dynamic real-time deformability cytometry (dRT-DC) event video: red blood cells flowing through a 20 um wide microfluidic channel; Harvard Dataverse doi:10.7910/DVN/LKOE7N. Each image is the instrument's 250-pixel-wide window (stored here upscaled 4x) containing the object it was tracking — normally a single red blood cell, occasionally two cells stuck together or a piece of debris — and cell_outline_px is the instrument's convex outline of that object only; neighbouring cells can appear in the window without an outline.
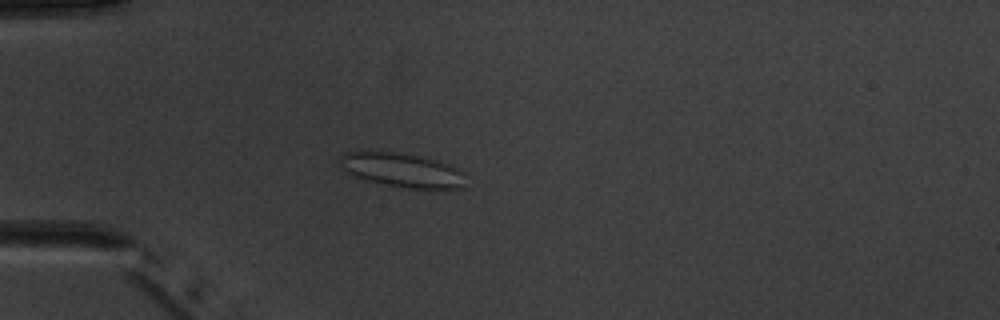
{"species": "common noctule bat (a hibernating species)", "species_latin": "Nyctalus noctula", "temperature_condition": "warm", "stored_images_in_passage": 5, "camera_frame_rate_fps": 3000, "um_per_image_px": 0.085, "animal": {"sex": "male", "body_mass_g": 20.1, "forearm_length_mm": 53.5}, "frame": {"image": 1, "passage_image": 4, "time_ms": 3.667, "image_size_px": [1000, 320], "cell_outline_px": [[464, 188], [404, 188], [368, 180], [352, 176], [344, 172], [336, 164], [340, 156], [344, 152], [360, 148], [396, 152], [436, 160], [456, 168], [464, 172]], "centroid_in_image_um": [34.01, 14.41], "position_along_channel_um": 51.0, "area_um2": 25.66}}